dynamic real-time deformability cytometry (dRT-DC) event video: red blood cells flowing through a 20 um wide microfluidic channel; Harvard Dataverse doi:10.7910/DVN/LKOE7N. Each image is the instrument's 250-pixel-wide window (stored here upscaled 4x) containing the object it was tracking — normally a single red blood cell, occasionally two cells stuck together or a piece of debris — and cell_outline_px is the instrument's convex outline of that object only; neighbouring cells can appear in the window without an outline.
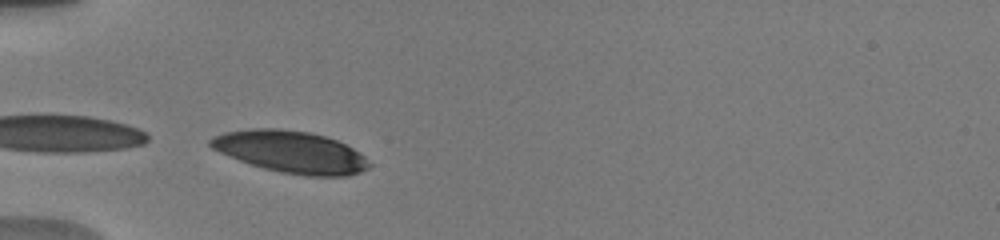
{"species": "human", "species_latin": "Homo sapiens", "temperature_condition": "warm", "stored_images_in_passage": 6, "camera_frame_rate_fps": 3000, "um_per_image_px": 0.085, "donor": {"sex": "male"}, "frame": {"image": 1, "passage_image": 3, "time_ms": 2.0, "image_size_px": [1000, 240], "cell_outline_px": [[372, 164], [368, 168], [360, 172], [348, 176], [308, 176], [280, 172], [264, 168], [240, 160], [220, 152], [212, 148], [208, 144], [208, 140], [212, 136], [224, 132], [252, 128], [280, 128], [308, 132], [324, 136], [336, 140], [352, 148], [364, 156]], "centroid_in_image_um": [24.72, 12.9], "position_along_channel_um": 60.3, "area_um2": 38.67}}
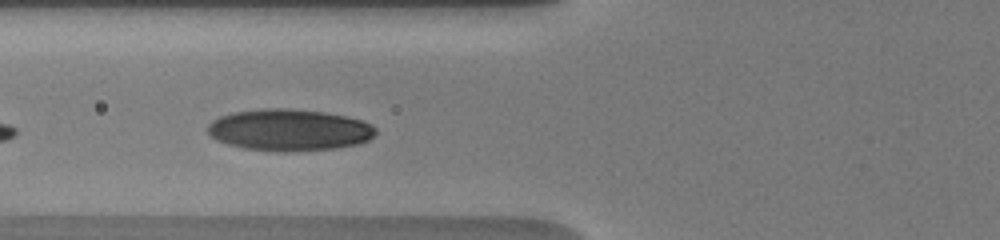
{"frame": {"image": 2, "passage_image": 4, "time_ms": 3.333, "image_size_px": [1000, 240], "cell_outline_px": [[376, 132], [368, 140], [356, 144], [332, 148], [280, 152], [244, 148], [228, 144], [216, 140], [208, 132], [208, 124], [212, 120], [220, 116], [232, 112], [260, 108], [292, 108], [324, 112], [364, 120], [376, 128]], "centroid_in_image_um": [24.55, 11.03], "position_along_channel_um": 101.2, "area_um2": 40.75}}
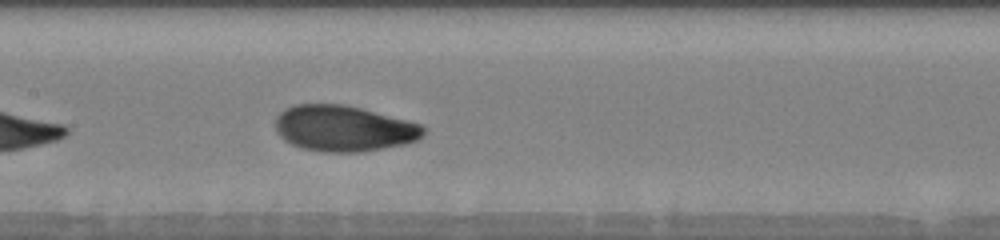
{"frame": {"image": 3, "passage_image": 6, "time_ms": 5.333, "image_size_px": [1000, 240], "cell_outline_px": [[424, 132], [416, 140], [404, 144], [364, 152], [324, 152], [300, 148], [284, 140], [276, 132], [276, 116], [284, 108], [296, 104], [344, 104], [408, 120], [420, 124], [424, 128]], "centroid_in_image_um": [29.18, 10.92], "position_along_channel_um": 178.2, "area_um2": 39.65}}